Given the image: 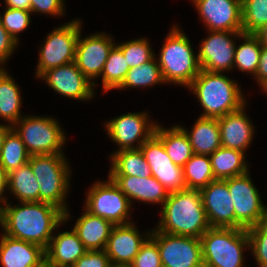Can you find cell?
Instances as JSON below:
<instances>
[{"mask_svg":"<svg viewBox=\"0 0 267 267\" xmlns=\"http://www.w3.org/2000/svg\"><path fill=\"white\" fill-rule=\"evenodd\" d=\"M248 234H267V209L258 224L247 230Z\"/></svg>","mask_w":267,"mask_h":267,"instance_id":"bcb514c9","label":"cell"},{"mask_svg":"<svg viewBox=\"0 0 267 267\" xmlns=\"http://www.w3.org/2000/svg\"><path fill=\"white\" fill-rule=\"evenodd\" d=\"M117 46L121 49L130 69L150 61L155 56L147 38L126 41Z\"/></svg>","mask_w":267,"mask_h":267,"instance_id":"8d00e7d4","label":"cell"},{"mask_svg":"<svg viewBox=\"0 0 267 267\" xmlns=\"http://www.w3.org/2000/svg\"><path fill=\"white\" fill-rule=\"evenodd\" d=\"M149 121L148 112H134L114 117L104 126L110 139L119 145L117 151L138 149L155 133L158 123Z\"/></svg>","mask_w":267,"mask_h":267,"instance_id":"7c38bea8","label":"cell"},{"mask_svg":"<svg viewBox=\"0 0 267 267\" xmlns=\"http://www.w3.org/2000/svg\"><path fill=\"white\" fill-rule=\"evenodd\" d=\"M242 1V32L254 34L267 24V0Z\"/></svg>","mask_w":267,"mask_h":267,"instance_id":"d590c367","label":"cell"},{"mask_svg":"<svg viewBox=\"0 0 267 267\" xmlns=\"http://www.w3.org/2000/svg\"><path fill=\"white\" fill-rule=\"evenodd\" d=\"M21 204V205H20ZM64 212L45 202L8 203L0 212L3 233L12 238L31 242L46 249L55 230L63 225Z\"/></svg>","mask_w":267,"mask_h":267,"instance_id":"6da1fadb","label":"cell"},{"mask_svg":"<svg viewBox=\"0 0 267 267\" xmlns=\"http://www.w3.org/2000/svg\"><path fill=\"white\" fill-rule=\"evenodd\" d=\"M263 92H265L267 94V85L265 87L262 88Z\"/></svg>","mask_w":267,"mask_h":267,"instance_id":"f5cc1de1","label":"cell"},{"mask_svg":"<svg viewBox=\"0 0 267 267\" xmlns=\"http://www.w3.org/2000/svg\"><path fill=\"white\" fill-rule=\"evenodd\" d=\"M7 8L22 9L31 12V0H5Z\"/></svg>","mask_w":267,"mask_h":267,"instance_id":"7dc6e473","label":"cell"},{"mask_svg":"<svg viewBox=\"0 0 267 267\" xmlns=\"http://www.w3.org/2000/svg\"><path fill=\"white\" fill-rule=\"evenodd\" d=\"M200 241L203 261L210 267H245L243 251L249 250L246 229L210 227Z\"/></svg>","mask_w":267,"mask_h":267,"instance_id":"8992f818","label":"cell"},{"mask_svg":"<svg viewBox=\"0 0 267 267\" xmlns=\"http://www.w3.org/2000/svg\"><path fill=\"white\" fill-rule=\"evenodd\" d=\"M64 0H31V12L62 16L65 14Z\"/></svg>","mask_w":267,"mask_h":267,"instance_id":"b9f144b4","label":"cell"},{"mask_svg":"<svg viewBox=\"0 0 267 267\" xmlns=\"http://www.w3.org/2000/svg\"><path fill=\"white\" fill-rule=\"evenodd\" d=\"M81 33L80 30L74 62L95 86V80L101 76L109 52L116 43L105 32L93 33L85 38H81Z\"/></svg>","mask_w":267,"mask_h":267,"instance_id":"5bb4252c","label":"cell"},{"mask_svg":"<svg viewBox=\"0 0 267 267\" xmlns=\"http://www.w3.org/2000/svg\"><path fill=\"white\" fill-rule=\"evenodd\" d=\"M55 118L48 116L21 117L12 128L20 136L30 155L64 154L66 136Z\"/></svg>","mask_w":267,"mask_h":267,"instance_id":"52a82bcc","label":"cell"},{"mask_svg":"<svg viewBox=\"0 0 267 267\" xmlns=\"http://www.w3.org/2000/svg\"><path fill=\"white\" fill-rule=\"evenodd\" d=\"M109 267H130L129 265H113L111 264Z\"/></svg>","mask_w":267,"mask_h":267,"instance_id":"816d5d0a","label":"cell"},{"mask_svg":"<svg viewBox=\"0 0 267 267\" xmlns=\"http://www.w3.org/2000/svg\"><path fill=\"white\" fill-rule=\"evenodd\" d=\"M39 184L29 163L8 174V192L19 202H38Z\"/></svg>","mask_w":267,"mask_h":267,"instance_id":"f546056e","label":"cell"},{"mask_svg":"<svg viewBox=\"0 0 267 267\" xmlns=\"http://www.w3.org/2000/svg\"><path fill=\"white\" fill-rule=\"evenodd\" d=\"M129 69V64L121 49L115 44L109 52L101 73L102 88L104 92L118 89L124 81Z\"/></svg>","mask_w":267,"mask_h":267,"instance_id":"836d02e7","label":"cell"},{"mask_svg":"<svg viewBox=\"0 0 267 267\" xmlns=\"http://www.w3.org/2000/svg\"><path fill=\"white\" fill-rule=\"evenodd\" d=\"M200 193L210 227L235 228V212L228 179H215L201 188Z\"/></svg>","mask_w":267,"mask_h":267,"instance_id":"ac0fdd59","label":"cell"},{"mask_svg":"<svg viewBox=\"0 0 267 267\" xmlns=\"http://www.w3.org/2000/svg\"><path fill=\"white\" fill-rule=\"evenodd\" d=\"M12 127L9 126L8 124H0V150L3 145L4 138L7 134V132L11 129Z\"/></svg>","mask_w":267,"mask_h":267,"instance_id":"681fc988","label":"cell"},{"mask_svg":"<svg viewBox=\"0 0 267 267\" xmlns=\"http://www.w3.org/2000/svg\"><path fill=\"white\" fill-rule=\"evenodd\" d=\"M208 31L242 32L241 0H192Z\"/></svg>","mask_w":267,"mask_h":267,"instance_id":"e0dca14e","label":"cell"},{"mask_svg":"<svg viewBox=\"0 0 267 267\" xmlns=\"http://www.w3.org/2000/svg\"><path fill=\"white\" fill-rule=\"evenodd\" d=\"M30 154L20 136L11 128L3 141L0 150V166L9 174L28 163Z\"/></svg>","mask_w":267,"mask_h":267,"instance_id":"1f68e13d","label":"cell"},{"mask_svg":"<svg viewBox=\"0 0 267 267\" xmlns=\"http://www.w3.org/2000/svg\"><path fill=\"white\" fill-rule=\"evenodd\" d=\"M209 157L215 179L225 180L249 171L246 156L242 151L221 146Z\"/></svg>","mask_w":267,"mask_h":267,"instance_id":"83f0119b","label":"cell"},{"mask_svg":"<svg viewBox=\"0 0 267 267\" xmlns=\"http://www.w3.org/2000/svg\"><path fill=\"white\" fill-rule=\"evenodd\" d=\"M86 251L73 229L59 232L58 235H53L45 249V266L71 267Z\"/></svg>","mask_w":267,"mask_h":267,"instance_id":"603a6c76","label":"cell"},{"mask_svg":"<svg viewBox=\"0 0 267 267\" xmlns=\"http://www.w3.org/2000/svg\"><path fill=\"white\" fill-rule=\"evenodd\" d=\"M255 78L261 88L267 85V47L262 46L259 65Z\"/></svg>","mask_w":267,"mask_h":267,"instance_id":"ee69618b","label":"cell"},{"mask_svg":"<svg viewBox=\"0 0 267 267\" xmlns=\"http://www.w3.org/2000/svg\"><path fill=\"white\" fill-rule=\"evenodd\" d=\"M164 82L156 55L148 62L129 69L119 90L126 88L152 87Z\"/></svg>","mask_w":267,"mask_h":267,"instance_id":"e575fe53","label":"cell"},{"mask_svg":"<svg viewBox=\"0 0 267 267\" xmlns=\"http://www.w3.org/2000/svg\"><path fill=\"white\" fill-rule=\"evenodd\" d=\"M113 224L84 208V213L76 220L74 232L87 250H104Z\"/></svg>","mask_w":267,"mask_h":267,"instance_id":"cb8c5ba5","label":"cell"},{"mask_svg":"<svg viewBox=\"0 0 267 267\" xmlns=\"http://www.w3.org/2000/svg\"><path fill=\"white\" fill-rule=\"evenodd\" d=\"M32 12L5 7L4 14L0 15V24L19 43V33L29 27Z\"/></svg>","mask_w":267,"mask_h":267,"instance_id":"74e56055","label":"cell"},{"mask_svg":"<svg viewBox=\"0 0 267 267\" xmlns=\"http://www.w3.org/2000/svg\"><path fill=\"white\" fill-rule=\"evenodd\" d=\"M38 78L67 98L80 101L94 98V84L83 75L75 62L48 69Z\"/></svg>","mask_w":267,"mask_h":267,"instance_id":"9a60e30c","label":"cell"},{"mask_svg":"<svg viewBox=\"0 0 267 267\" xmlns=\"http://www.w3.org/2000/svg\"><path fill=\"white\" fill-rule=\"evenodd\" d=\"M183 179L187 189L196 190L215 180L210 157L194 154L183 166Z\"/></svg>","mask_w":267,"mask_h":267,"instance_id":"4dcf8cb0","label":"cell"},{"mask_svg":"<svg viewBox=\"0 0 267 267\" xmlns=\"http://www.w3.org/2000/svg\"><path fill=\"white\" fill-rule=\"evenodd\" d=\"M85 208L93 215L110 221L113 225H124L129 221L131 202L108 176L107 181L94 182L86 192Z\"/></svg>","mask_w":267,"mask_h":267,"instance_id":"9c48e42d","label":"cell"},{"mask_svg":"<svg viewBox=\"0 0 267 267\" xmlns=\"http://www.w3.org/2000/svg\"><path fill=\"white\" fill-rule=\"evenodd\" d=\"M6 190H8V173L0 166V212L8 204L7 197L3 195Z\"/></svg>","mask_w":267,"mask_h":267,"instance_id":"f6af8a7d","label":"cell"},{"mask_svg":"<svg viewBox=\"0 0 267 267\" xmlns=\"http://www.w3.org/2000/svg\"><path fill=\"white\" fill-rule=\"evenodd\" d=\"M6 69L0 68V118L13 126L23 114H21L22 98L18 84ZM22 115V116H21Z\"/></svg>","mask_w":267,"mask_h":267,"instance_id":"f1b7e54d","label":"cell"},{"mask_svg":"<svg viewBox=\"0 0 267 267\" xmlns=\"http://www.w3.org/2000/svg\"><path fill=\"white\" fill-rule=\"evenodd\" d=\"M156 231L200 238L209 228L200 190L169 192Z\"/></svg>","mask_w":267,"mask_h":267,"instance_id":"7a4b0ae2","label":"cell"},{"mask_svg":"<svg viewBox=\"0 0 267 267\" xmlns=\"http://www.w3.org/2000/svg\"><path fill=\"white\" fill-rule=\"evenodd\" d=\"M17 45H19V43H17L7 32V30L0 24V68L5 66V62L8 61L9 57L18 47Z\"/></svg>","mask_w":267,"mask_h":267,"instance_id":"7bdbcfd3","label":"cell"},{"mask_svg":"<svg viewBox=\"0 0 267 267\" xmlns=\"http://www.w3.org/2000/svg\"><path fill=\"white\" fill-rule=\"evenodd\" d=\"M188 89L203 108L201 117L220 118L247 104L238 83L220 72L201 69Z\"/></svg>","mask_w":267,"mask_h":267,"instance_id":"3957f363","label":"cell"},{"mask_svg":"<svg viewBox=\"0 0 267 267\" xmlns=\"http://www.w3.org/2000/svg\"><path fill=\"white\" fill-rule=\"evenodd\" d=\"M0 263L2 267H46L45 249L2 233Z\"/></svg>","mask_w":267,"mask_h":267,"instance_id":"ffe728a7","label":"cell"},{"mask_svg":"<svg viewBox=\"0 0 267 267\" xmlns=\"http://www.w3.org/2000/svg\"><path fill=\"white\" fill-rule=\"evenodd\" d=\"M109 257L104 250H87L71 267H109Z\"/></svg>","mask_w":267,"mask_h":267,"instance_id":"60d3db41","label":"cell"},{"mask_svg":"<svg viewBox=\"0 0 267 267\" xmlns=\"http://www.w3.org/2000/svg\"><path fill=\"white\" fill-rule=\"evenodd\" d=\"M146 162L151 168V174L168 192L186 188L183 179V168L175 165L167 155L162 141L153 134L140 147Z\"/></svg>","mask_w":267,"mask_h":267,"instance_id":"2e32d148","label":"cell"},{"mask_svg":"<svg viewBox=\"0 0 267 267\" xmlns=\"http://www.w3.org/2000/svg\"><path fill=\"white\" fill-rule=\"evenodd\" d=\"M130 267H162L157 243L149 236L141 245Z\"/></svg>","mask_w":267,"mask_h":267,"instance_id":"f35d334b","label":"cell"},{"mask_svg":"<svg viewBox=\"0 0 267 267\" xmlns=\"http://www.w3.org/2000/svg\"><path fill=\"white\" fill-rule=\"evenodd\" d=\"M81 21L74 19L48 33L38 55L35 72L37 78L48 69L75 61L76 44L82 29Z\"/></svg>","mask_w":267,"mask_h":267,"instance_id":"ba28073f","label":"cell"},{"mask_svg":"<svg viewBox=\"0 0 267 267\" xmlns=\"http://www.w3.org/2000/svg\"><path fill=\"white\" fill-rule=\"evenodd\" d=\"M119 189L130 200L132 199L146 202L161 204L167 200L169 192L167 189L153 176L146 178L135 176H109Z\"/></svg>","mask_w":267,"mask_h":267,"instance_id":"7402d4cb","label":"cell"},{"mask_svg":"<svg viewBox=\"0 0 267 267\" xmlns=\"http://www.w3.org/2000/svg\"><path fill=\"white\" fill-rule=\"evenodd\" d=\"M109 157L111 168L108 176H152L151 168L140 148L114 151Z\"/></svg>","mask_w":267,"mask_h":267,"instance_id":"4316f807","label":"cell"},{"mask_svg":"<svg viewBox=\"0 0 267 267\" xmlns=\"http://www.w3.org/2000/svg\"><path fill=\"white\" fill-rule=\"evenodd\" d=\"M194 53L189 38L177 25H173L159 58H156L165 84L191 85L201 70L198 55Z\"/></svg>","mask_w":267,"mask_h":267,"instance_id":"5b68a950","label":"cell"},{"mask_svg":"<svg viewBox=\"0 0 267 267\" xmlns=\"http://www.w3.org/2000/svg\"><path fill=\"white\" fill-rule=\"evenodd\" d=\"M157 243L162 267H194L203 261L200 238L150 231Z\"/></svg>","mask_w":267,"mask_h":267,"instance_id":"8fae6325","label":"cell"},{"mask_svg":"<svg viewBox=\"0 0 267 267\" xmlns=\"http://www.w3.org/2000/svg\"><path fill=\"white\" fill-rule=\"evenodd\" d=\"M139 233L133 222L124 225H114L107 240L105 253L113 265H130L139 253L141 245L151 232ZM143 235V236H142Z\"/></svg>","mask_w":267,"mask_h":267,"instance_id":"d6986e66","label":"cell"},{"mask_svg":"<svg viewBox=\"0 0 267 267\" xmlns=\"http://www.w3.org/2000/svg\"><path fill=\"white\" fill-rule=\"evenodd\" d=\"M247 104L241 109L217 118L220 129L221 146L245 153L254 136V126L245 114Z\"/></svg>","mask_w":267,"mask_h":267,"instance_id":"44dd1931","label":"cell"},{"mask_svg":"<svg viewBox=\"0 0 267 267\" xmlns=\"http://www.w3.org/2000/svg\"><path fill=\"white\" fill-rule=\"evenodd\" d=\"M189 132L180 127L187 134L194 154L210 155L221 147L220 129L217 118L199 116Z\"/></svg>","mask_w":267,"mask_h":267,"instance_id":"d4e9b609","label":"cell"},{"mask_svg":"<svg viewBox=\"0 0 267 267\" xmlns=\"http://www.w3.org/2000/svg\"><path fill=\"white\" fill-rule=\"evenodd\" d=\"M228 189L234 205L235 228L248 230L256 226L267 206L262 203L249 171L241 176L228 178Z\"/></svg>","mask_w":267,"mask_h":267,"instance_id":"30bf717a","label":"cell"},{"mask_svg":"<svg viewBox=\"0 0 267 267\" xmlns=\"http://www.w3.org/2000/svg\"><path fill=\"white\" fill-rule=\"evenodd\" d=\"M154 134L162 141L167 155L175 165L183 168L194 155L189 138L179 125L166 129L157 124Z\"/></svg>","mask_w":267,"mask_h":267,"instance_id":"484cf974","label":"cell"},{"mask_svg":"<svg viewBox=\"0 0 267 267\" xmlns=\"http://www.w3.org/2000/svg\"><path fill=\"white\" fill-rule=\"evenodd\" d=\"M209 34L200 44L198 62L202 70L225 73L234 67L236 42L243 32L207 31ZM238 37V38H237Z\"/></svg>","mask_w":267,"mask_h":267,"instance_id":"4fadbf2b","label":"cell"},{"mask_svg":"<svg viewBox=\"0 0 267 267\" xmlns=\"http://www.w3.org/2000/svg\"><path fill=\"white\" fill-rule=\"evenodd\" d=\"M254 35L258 38L260 44L267 47V24L259 28Z\"/></svg>","mask_w":267,"mask_h":267,"instance_id":"c3c4849f","label":"cell"},{"mask_svg":"<svg viewBox=\"0 0 267 267\" xmlns=\"http://www.w3.org/2000/svg\"><path fill=\"white\" fill-rule=\"evenodd\" d=\"M28 163L39 184V201L52 204L64 212V221L70 214L67 197L71 170L64 154L30 155Z\"/></svg>","mask_w":267,"mask_h":267,"instance_id":"277c9868","label":"cell"},{"mask_svg":"<svg viewBox=\"0 0 267 267\" xmlns=\"http://www.w3.org/2000/svg\"><path fill=\"white\" fill-rule=\"evenodd\" d=\"M194 267H210V266L206 262L202 261L200 264H198Z\"/></svg>","mask_w":267,"mask_h":267,"instance_id":"f907efd6","label":"cell"},{"mask_svg":"<svg viewBox=\"0 0 267 267\" xmlns=\"http://www.w3.org/2000/svg\"><path fill=\"white\" fill-rule=\"evenodd\" d=\"M240 38L244 41L236 45L233 68H238L239 71L250 73L255 77L262 45L254 34L242 33Z\"/></svg>","mask_w":267,"mask_h":267,"instance_id":"d6a6232c","label":"cell"},{"mask_svg":"<svg viewBox=\"0 0 267 267\" xmlns=\"http://www.w3.org/2000/svg\"><path fill=\"white\" fill-rule=\"evenodd\" d=\"M249 250L255 257L258 267H267V234H248Z\"/></svg>","mask_w":267,"mask_h":267,"instance_id":"ab89813d","label":"cell"}]
</instances>
